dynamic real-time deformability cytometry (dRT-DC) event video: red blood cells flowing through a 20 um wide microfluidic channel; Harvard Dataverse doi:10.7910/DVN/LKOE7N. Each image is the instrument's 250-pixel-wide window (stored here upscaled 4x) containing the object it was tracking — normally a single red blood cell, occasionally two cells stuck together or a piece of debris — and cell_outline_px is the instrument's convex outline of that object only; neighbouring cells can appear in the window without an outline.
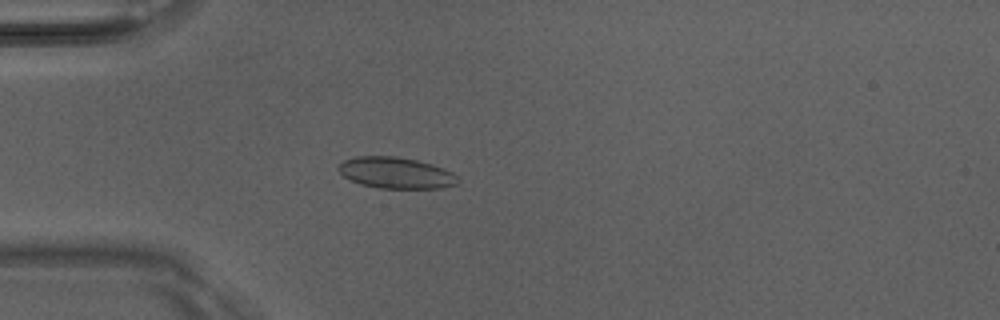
{"species": "Egyptian fruit bat (a non-hibernating species)", "species_latin": "Rousettus aegyptiacus", "temperature_condition": "room temperature", "stored_images_in_passage": 51, "camera_frame_rate_fps": 3000, "um_per_image_px": 0.085, "animal": {"sex": "male"}, "frame": {"image": 1, "passage_image": 14, "time_ms": 4.333, "image_size_px": [1000, 320], "cell_outline_px": [[460, 180], [456, 184], [440, 188], [380, 188], [360, 184], [344, 176], [336, 168], [344, 160], [356, 156], [396, 156], [416, 160], [432, 164], [444, 168], [452, 172]], "centroid_in_image_um": [33.65, 14.69], "position_along_channel_um": 51.3, "area_um2": 21.68}}
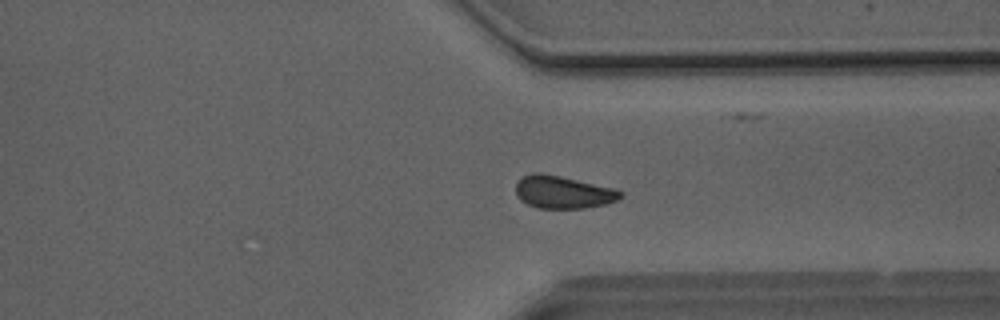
{"frame": {"image": 2, "passage_image": 38, "time_ms": 12.333, "image_size_px": [1000, 320], "cell_outline_px": [[624, 196], [616, 200], [604, 204], [584, 208], [536, 208], [520, 200], [516, 196], [516, 180], [520, 176], [532, 172], [540, 172], [560, 176], [616, 188], [624, 192]], "centroid_in_image_um": [47.83, 16.31], "position_along_channel_um": 363.6, "area_um2": 20.23}}
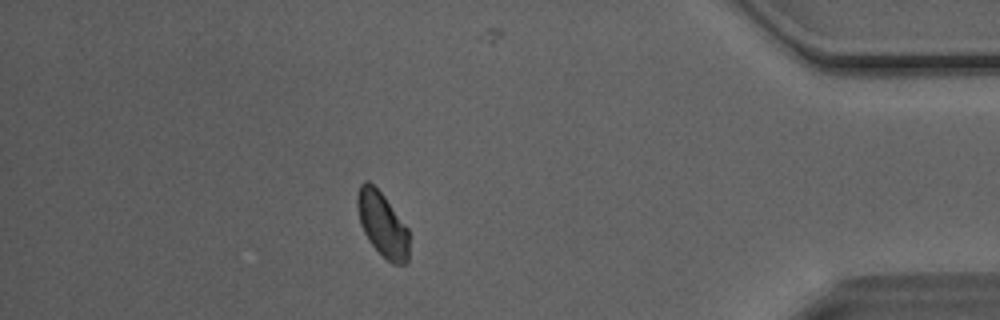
{"frame": {"image": 3, "passage_image": 44, "time_ms": 14.333, "image_size_px": [1000, 320], "cell_outline_px": [[408, 260], [404, 264], [392, 264], [368, 240], [360, 224], [356, 208], [356, 196], [360, 184], [364, 180], [368, 180], [384, 196], [408, 228]], "centroid_in_image_um": [32.47, 19.04], "position_along_channel_um": 402.7, "area_um2": 19.36}, "authors_computed_cell_mechanics": {"area_um2": 20.3456, "velocity_mm_per_s": 4.053, "shape_relaxation_time_tau1_ms": 6.8775, "shape_relaxation_time_tau2_ms": 2.3415, "deformation_change_tau1": 0.0898, "deformation_change_tau2": 0.0518}}